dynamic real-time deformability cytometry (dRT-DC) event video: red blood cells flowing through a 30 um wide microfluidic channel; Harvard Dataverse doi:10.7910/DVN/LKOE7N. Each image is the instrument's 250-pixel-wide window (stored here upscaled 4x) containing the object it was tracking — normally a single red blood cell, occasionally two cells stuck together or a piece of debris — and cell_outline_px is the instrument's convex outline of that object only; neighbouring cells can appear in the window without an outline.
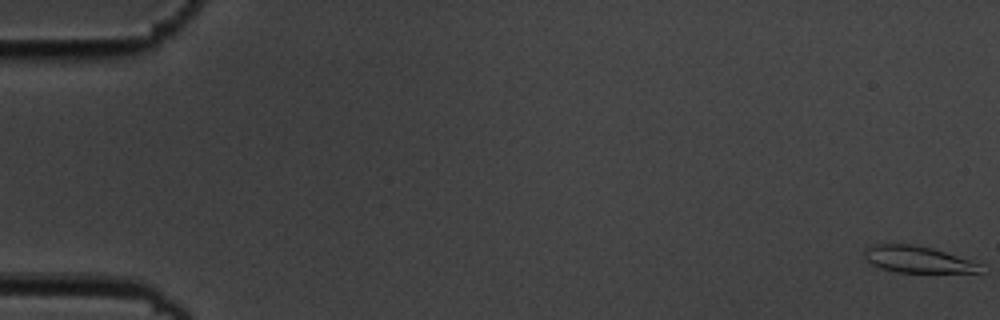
{"species": "common noctule bat (a hibernating species)", "species_latin": "Nyctalus noctula", "temperature_condition": "cold", "stored_images_in_passage": 57, "camera_frame_rate_fps": 3000, "um_per_image_px": 0.085, "animal": {"sex": "male", "body_mass_g": 19.5, "forearm_length_mm": 54.6}, "frame": {"image": 1, "passage_image": 1, "time_ms": 0.0, "image_size_px": [1000, 320], "cell_outline_px": [[980, 272], [896, 272], [880, 268], [872, 264], [864, 256], [864, 248], [868, 244], [912, 244], [932, 248], [980, 264]], "centroid_in_image_um": [77.89, 22.04], "position_along_channel_um": 7.1, "area_um2": 17.69}}
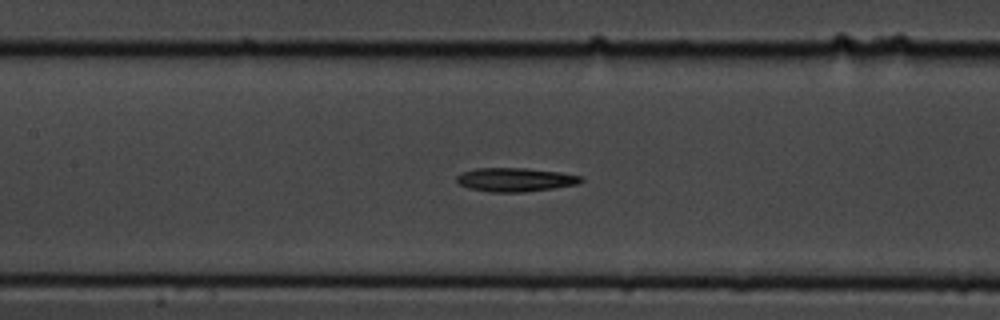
{"frame": {"image": 2, "passage_image": 27, "time_ms": 8.667, "image_size_px": [1000, 320], "cell_outline_px": [[584, 180], [576, 184], [552, 188], [524, 192], [488, 192], [468, 188], [460, 184], [456, 180], [456, 176], [460, 172], [476, 168], [528, 168], [560, 172], [584, 176]], "centroid_in_image_um": [43.78, 15.26], "position_along_channel_um": 163.6, "area_um2": 17.34}}
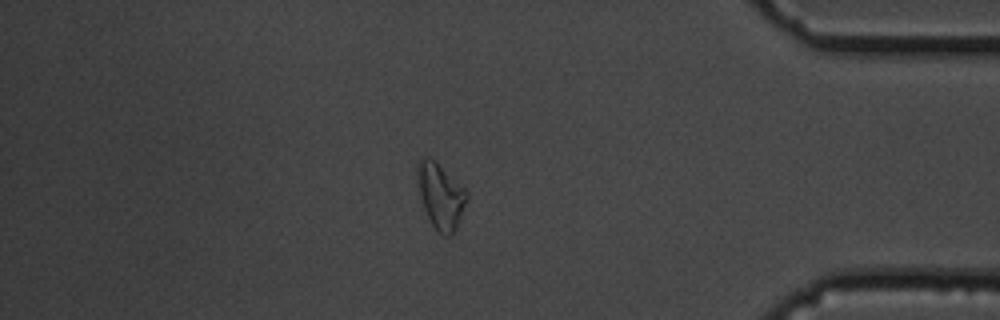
{"frame": {"image": 3, "passage_image": 49, "time_ms": 16.0, "image_size_px": [1000, 320], "cell_outline_px": [[468, 200], [456, 232], [452, 236], [444, 236], [432, 224], [424, 208], [420, 192], [420, 160], [424, 156], [428, 156], [436, 160], [468, 192]], "centroid_in_image_um": [37.54, 16.7], "position_along_channel_um": 397.7, "area_um2": 18.44}, "authors_computed_cell_mechanics": {"area_um2": 17.629, "velocity_mm_per_s": 3.6011, "shape_relaxation_time_tau1_ms": 3.1133, "shape_relaxation_time_tau2_ms": null, "deformation_change_tau1": 0.1207, "deformation_change_tau2": null}}